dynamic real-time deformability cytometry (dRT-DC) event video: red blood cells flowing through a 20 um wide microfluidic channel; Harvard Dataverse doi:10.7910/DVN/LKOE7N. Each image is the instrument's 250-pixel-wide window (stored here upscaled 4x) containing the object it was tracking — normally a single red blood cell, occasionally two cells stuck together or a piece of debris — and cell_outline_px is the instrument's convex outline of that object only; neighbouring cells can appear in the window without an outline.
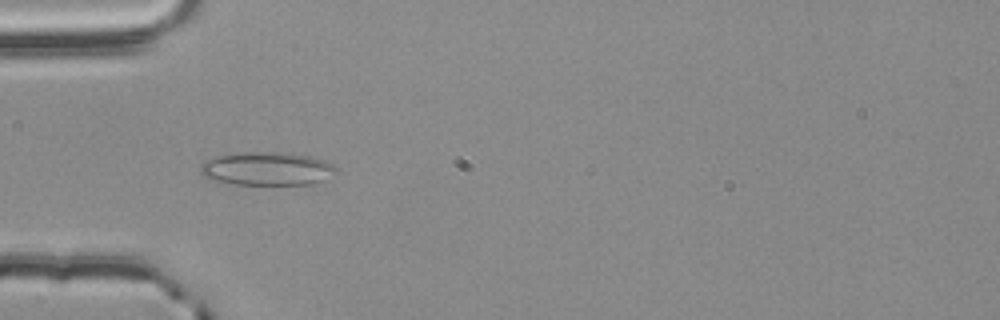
{"species": "common noctule bat (a hibernating species)", "species_latin": "Nyctalus noctula", "temperature_condition": "room temperature", "stored_images_in_passage": 49, "camera_frame_rate_fps": 3000, "um_per_image_px": 0.085, "animal": {"sex": "male", "body_mass_g": 20.4}, "frame": {"image": 1, "passage_image": 11, "time_ms": 3.333, "image_size_px": [1000, 320], "cell_outline_px": [[340, 172], [324, 180], [312, 184], [236, 184], [216, 180], [204, 176], [200, 172], [200, 164], [216, 156], [240, 152], [256, 152], [312, 156], [324, 160], [332, 164]], "centroid_in_image_um": [22.73, 14.35], "position_along_channel_um": 62.3, "area_um2": 26.07}}
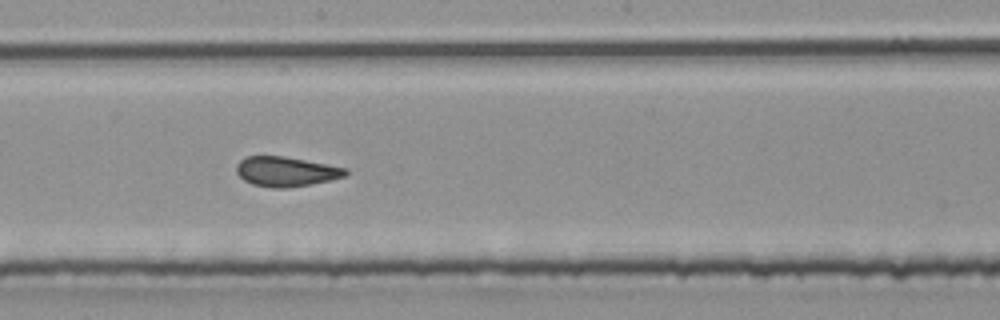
{"frame": {"image": 2, "passage_image": 24, "time_ms": 7.667, "image_size_px": [1000, 320], "cell_outline_px": [[348, 172], [344, 176], [328, 180], [288, 188], [272, 188], [252, 184], [244, 180], [236, 172], [236, 164], [244, 156], [284, 156], [348, 168]], "centroid_in_image_um": [24.27, 14.57], "position_along_channel_um": 223.9, "area_um2": 18.84}}
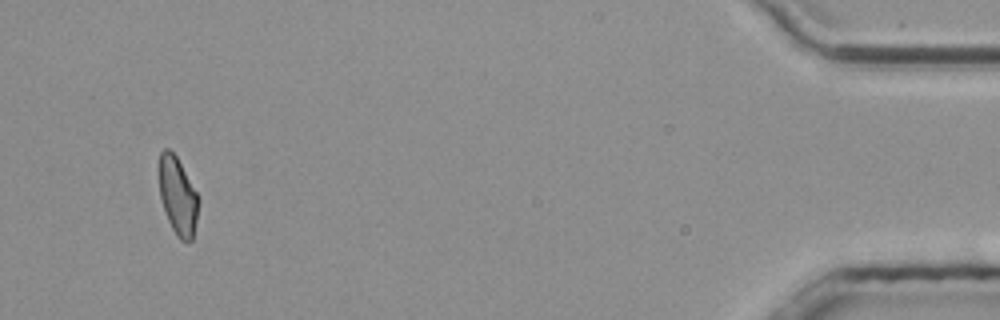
{"frame": {"image": 3, "passage_image": 46, "time_ms": 15.0, "image_size_px": [1000, 320], "cell_outline_px": [[200, 200], [192, 240], [188, 244], [180, 240], [176, 236], [168, 220], [160, 200], [160, 152], [164, 148], [168, 148], [176, 156], [196, 192]], "centroid_in_image_um": [15.12, 16.72], "position_along_channel_um": 420.1, "area_um2": 17.69}, "authors_computed_cell_mechanics": {"area_um2": 19.3052, "velocity_mm_per_s": 3.7912, "shape_relaxation_time_tau1_ms": null, "shape_relaxation_time_tau2_ms": 1.1241, "deformation_change_tau1": null, "deformation_change_tau2": 0.0718}}